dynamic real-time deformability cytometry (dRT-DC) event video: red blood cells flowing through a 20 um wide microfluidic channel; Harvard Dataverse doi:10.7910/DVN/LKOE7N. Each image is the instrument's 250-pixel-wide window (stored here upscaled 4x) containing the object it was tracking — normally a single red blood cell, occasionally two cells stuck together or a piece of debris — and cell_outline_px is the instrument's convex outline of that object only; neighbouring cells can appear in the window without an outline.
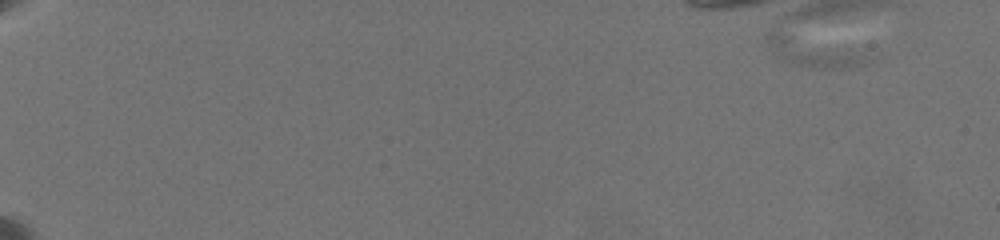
{"species": "common noctule bat (a hibernating species)", "species_latin": "Nyctalus noctula", "temperature_condition": "warm", "stored_images_in_passage": 17, "camera_frame_rate_fps": 3000, "um_per_image_px": 0.085, "animal": {"sex": "female", "body_mass_g": 19.5, "forearm_length_mm": 54.1}, "frame": {"image": 1, "passage_image": 1, "time_ms": 0.0, "image_size_px": [1000, 240], "cell_outline_px": [[856, 60], [852, 64], [832, 68], [800, 64], [788, 60], [772, 52], [764, 36], [772, 32], [780, 32], [848, 56]], "centroid_in_image_um": [68.46, 4.4], "position_along_channel_um": 16.5, "area_um2": 12.2}}